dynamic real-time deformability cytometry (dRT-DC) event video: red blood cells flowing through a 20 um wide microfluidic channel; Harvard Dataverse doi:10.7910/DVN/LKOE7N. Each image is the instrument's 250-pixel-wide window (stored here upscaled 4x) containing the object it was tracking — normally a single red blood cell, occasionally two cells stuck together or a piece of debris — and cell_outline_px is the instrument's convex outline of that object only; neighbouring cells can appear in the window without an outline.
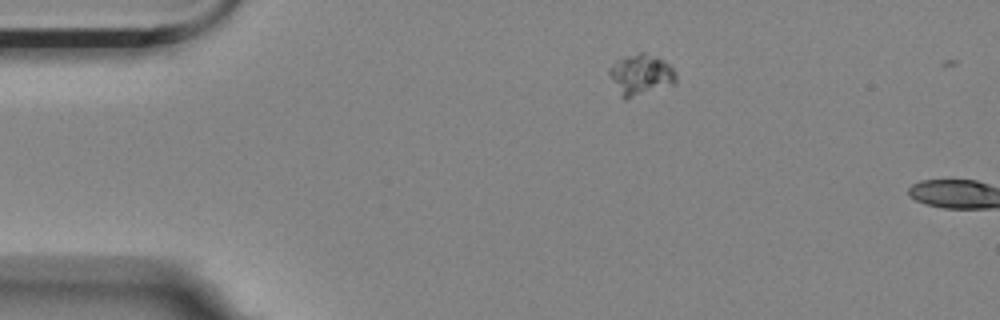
{"species": "Egyptian fruit bat (a non-hibernating species)", "species_latin": "Rousettus aegyptiacus", "temperature_condition": "room temperature", "stored_images_in_passage": 3, "camera_frame_rate_fps": 3000, "um_per_image_px": 0.085, "animal": {"sex": "female"}, "frame": {"image": 1, "passage_image": 1, "time_ms": 0.0, "image_size_px": [1000, 320], "cell_outline_px": [[676, 84], [624, 100], [620, 96], [608, 72], [608, 68], [616, 60], [640, 52], [644, 52], [656, 56], [664, 60], [676, 72]], "centroid_in_image_um": [54.48, 6.36], "position_along_channel_um": 30.5, "area_um2": 16.01}}